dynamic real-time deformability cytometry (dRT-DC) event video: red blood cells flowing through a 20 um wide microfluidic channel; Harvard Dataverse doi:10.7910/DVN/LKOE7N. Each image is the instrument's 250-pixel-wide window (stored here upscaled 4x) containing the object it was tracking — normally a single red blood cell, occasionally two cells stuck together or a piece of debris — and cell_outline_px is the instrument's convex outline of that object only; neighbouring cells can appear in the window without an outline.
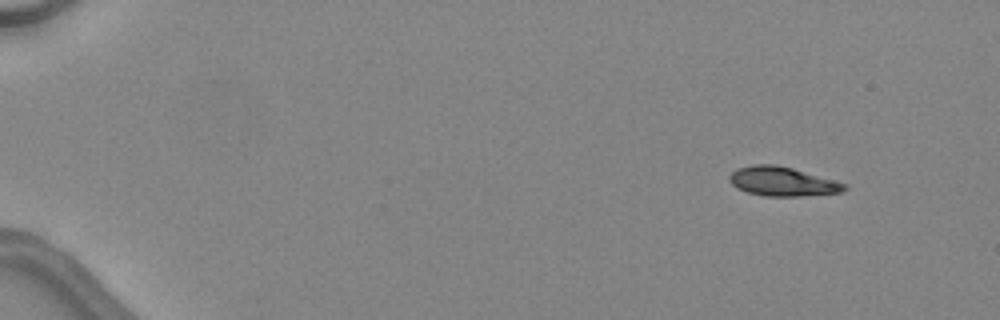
{"species": "common noctule bat (a hibernating species)", "species_latin": "Nyctalus noctula", "temperature_condition": "warm", "stored_images_in_passage": 43, "camera_frame_rate_fps": 3000, "um_per_image_px": 0.085, "animal": {"sex": "female", "body_mass_g": 24.6, "forearm_length_mm": 56.2}, "frame": {"image": 1, "passage_image": 1, "time_ms": 0.0, "image_size_px": [1000, 320], "cell_outline_px": [[848, 188], [840, 192], [800, 196], [764, 196], [748, 192], [736, 188], [728, 180], [728, 176], [736, 168], [752, 164], [776, 164], [792, 168], [848, 184]], "centroid_in_image_um": [66.46, 15.42], "position_along_channel_um": 18.5, "area_um2": 19.59}}
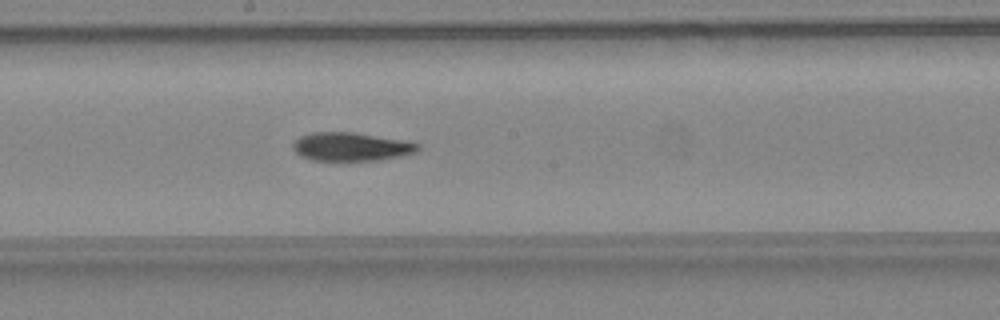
{"frame": {"image": 2, "passage_image": 24, "time_ms": 7.667, "image_size_px": [1000, 320], "cell_outline_px": [[420, 148], [416, 152], [400, 156], [376, 160], [312, 160], [300, 156], [292, 148], [292, 144], [300, 136], [312, 132], [352, 132], [400, 140], [420, 144]], "centroid_in_image_um": [29.8, 12.47], "position_along_channel_um": 218.4, "area_um2": 20.46}}
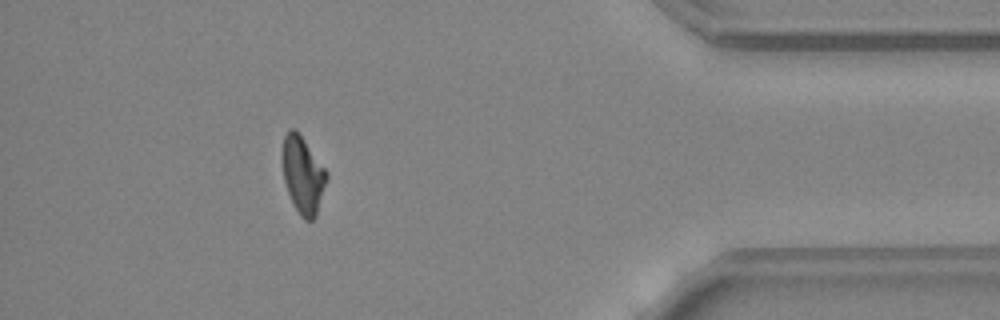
{"frame": {"image": 3, "passage_image": 39, "time_ms": 12.667, "image_size_px": [1000, 320], "cell_outline_px": [[328, 180], [316, 216], [312, 220], [304, 220], [300, 216], [288, 192], [284, 180], [280, 156], [280, 152], [284, 136], [288, 128], [296, 128], [328, 172]], "centroid_in_image_um": [25.73, 14.82], "position_along_channel_um": 409.5, "area_um2": 20.35}, "authors_computed_cell_mechanics": {"area_um2": 20.4612, "velocity_mm_per_s": 4.5682, "shape_relaxation_time_tau1_ms": null, "shape_relaxation_time_tau2_ms": 4.138, "deformation_change_tau1": null, "deformation_change_tau2": 0.1189}}